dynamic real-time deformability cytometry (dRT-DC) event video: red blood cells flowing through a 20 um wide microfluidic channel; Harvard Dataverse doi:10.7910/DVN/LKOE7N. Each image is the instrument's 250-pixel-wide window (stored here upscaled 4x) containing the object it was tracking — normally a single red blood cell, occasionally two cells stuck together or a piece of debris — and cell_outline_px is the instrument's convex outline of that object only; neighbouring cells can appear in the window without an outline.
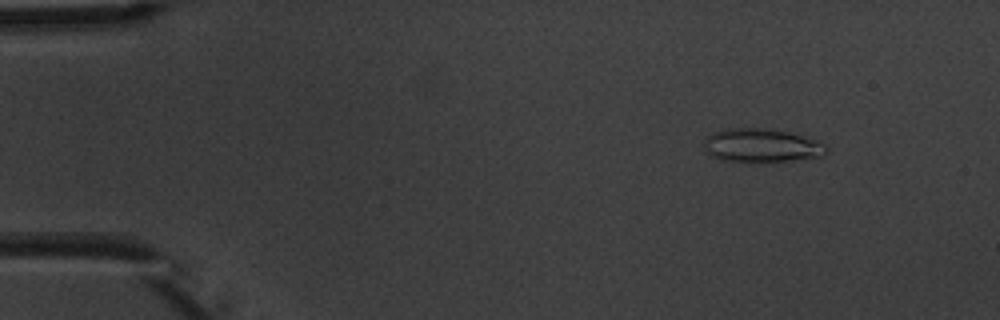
{"species": "common noctule bat (a hibernating species)", "species_latin": "Nyctalus noctula", "temperature_condition": "warm", "stored_images_in_passage": 5, "camera_frame_rate_fps": 3000, "um_per_image_px": 0.085, "animal": {"sex": "male", "body_mass_g": 20.1, "forearm_length_mm": 53.5}, "frame": {"image": 1, "passage_image": 1, "time_ms": 0.0, "image_size_px": [1000, 320], "cell_outline_px": [[828, 152], [820, 156], [788, 160], [724, 160], [712, 156], [704, 152], [704, 136], [720, 128], [764, 128], [788, 132], [808, 136], [824, 144], [828, 148]], "centroid_in_image_um": [64.68, 12.32], "position_along_channel_um": 20.3, "area_um2": 23.76}}
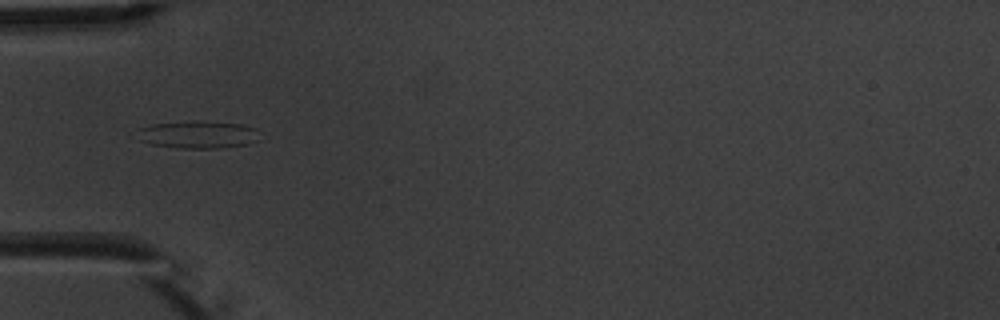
{"frame": {"image": 2, "passage_image": 4, "time_ms": 3.667, "image_size_px": [1000, 320], "cell_outline_px": [[260, 140], [248, 144], [220, 148], [176, 148], [152, 144], [140, 140], [136, 128], [152, 124], [244, 124], [256, 128]], "centroid_in_image_um": [16.85, 11.5], "position_along_channel_um": 68.1, "area_um2": 18.61}}